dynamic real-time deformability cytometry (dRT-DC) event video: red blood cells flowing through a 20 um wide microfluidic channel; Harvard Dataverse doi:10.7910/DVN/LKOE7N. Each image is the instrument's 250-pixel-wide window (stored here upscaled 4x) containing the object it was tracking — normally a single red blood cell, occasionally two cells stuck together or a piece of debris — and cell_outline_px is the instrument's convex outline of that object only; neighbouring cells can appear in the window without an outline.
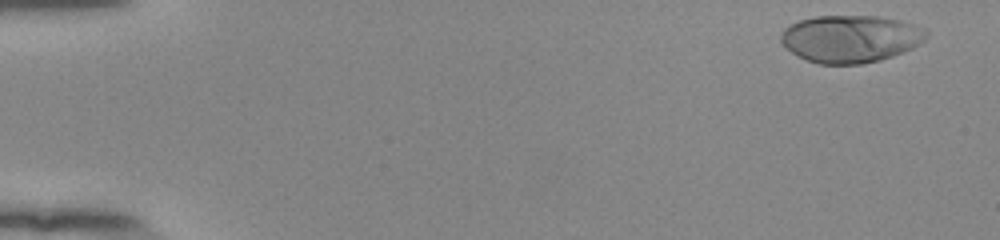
{"species": "human", "species_latin": "Homo sapiens", "temperature_condition": "room temperature", "stored_images_in_passage": 54, "camera_frame_rate_fps": 3000, "um_per_image_px": 0.085, "donor": {"sex": "female"}, "frame": {"image": 1, "passage_image": 3, "time_ms": 0.667, "image_size_px": [1000, 240], "cell_outline_px": [[928, 36], [924, 40], [912, 48], [892, 56], [880, 60], [860, 64], [820, 64], [808, 60], [792, 52], [780, 40], [780, 32], [784, 28], [800, 20], [816, 16], [880, 16], [900, 20], [924, 28], [928, 32]], "centroid_in_image_um": [72.31, 3.28], "position_along_channel_um": 12.7, "area_um2": 40.0}}
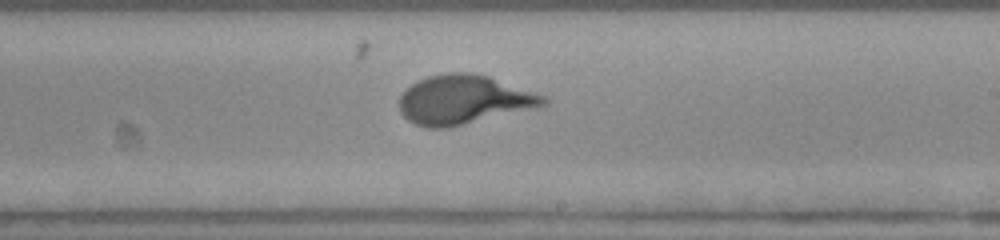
{"frame": {"image": 2, "passage_image": 33, "time_ms": 10.667, "image_size_px": [1000, 240], "cell_outline_px": [[548, 104], [532, 108], [448, 128], [428, 128], [416, 124], [408, 120], [400, 112], [400, 96], [412, 84], [428, 76], [448, 72], [472, 72], [488, 76], [548, 96]], "centroid_in_image_um": [39.43, 8.47], "position_along_channel_um": 249.6, "area_um2": 40.98}}
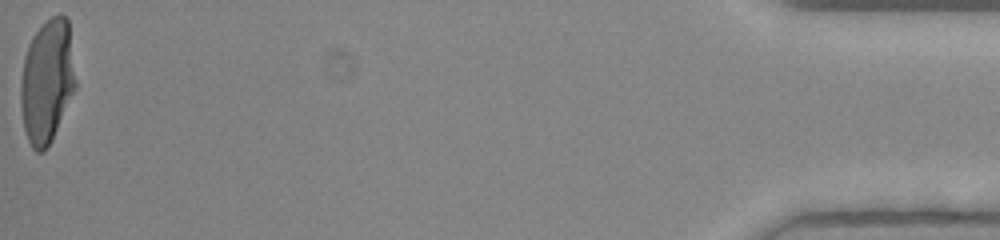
{"frame": {"image": 3, "passage_image": 54, "time_ms": 17.667, "image_size_px": [1000, 240], "cell_outline_px": [[76, 88], [52, 140], [44, 152], [36, 152], [32, 148], [28, 140], [24, 128], [20, 100], [20, 84], [24, 56], [28, 44], [32, 36], [52, 16], [60, 12], [68, 20], [76, 80]], "centroid_in_image_um": [4.0, 6.92], "position_along_channel_um": 431.2, "area_um2": 39.65}}